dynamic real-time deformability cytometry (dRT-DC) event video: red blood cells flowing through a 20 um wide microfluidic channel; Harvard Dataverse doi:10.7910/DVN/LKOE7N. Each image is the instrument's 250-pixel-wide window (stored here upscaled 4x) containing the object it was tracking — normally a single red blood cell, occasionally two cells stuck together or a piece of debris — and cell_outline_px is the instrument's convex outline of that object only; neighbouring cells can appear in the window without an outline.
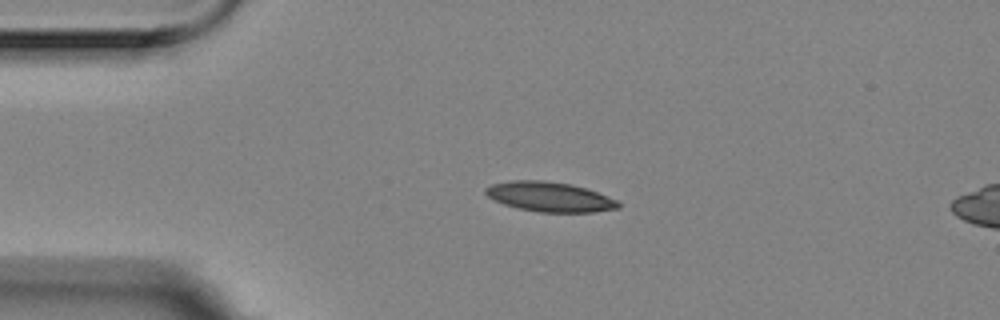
{"species": "Egyptian fruit bat (a non-hibernating species)", "species_latin": "Rousettus aegyptiacus", "temperature_condition": "room temperature", "stored_images_in_passage": 18, "camera_frame_rate_fps": 3000, "um_per_image_px": 0.085, "animal": {"sex": "female"}, "frame": {"image": 1, "passage_image": 13, "time_ms": 4.0, "image_size_px": [1000, 320], "cell_outline_px": [[620, 208], [592, 212], [540, 212], [520, 208], [504, 204], [488, 196], [484, 192], [484, 188], [492, 184], [512, 180], [544, 180], [572, 184], [588, 188], [616, 200], [620, 204]], "centroid_in_image_um": [46.73, 16.71], "position_along_channel_um": 38.3, "area_um2": 22.95}}